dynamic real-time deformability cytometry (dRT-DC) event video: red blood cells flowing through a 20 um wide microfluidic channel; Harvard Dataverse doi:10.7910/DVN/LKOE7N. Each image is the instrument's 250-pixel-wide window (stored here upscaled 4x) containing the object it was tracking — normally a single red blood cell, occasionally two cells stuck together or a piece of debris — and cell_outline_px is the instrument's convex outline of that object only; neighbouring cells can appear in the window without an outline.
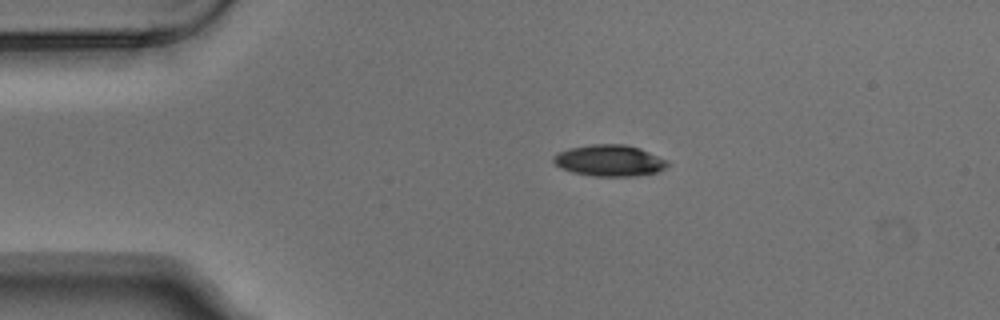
{"species": "Egyptian fruit bat (a non-hibernating species)", "species_latin": "Rousettus aegyptiacus", "temperature_condition": "warm", "stored_images_in_passage": 2, "camera_frame_rate_fps": 3000, "um_per_image_px": 0.085, "animal": {"sex": "male"}, "frame": {"image": 1, "passage_image": 1, "time_ms": 0.0, "image_size_px": [1000, 320], "cell_outline_px": [[668, 164], [664, 168], [656, 172], [632, 176], [596, 176], [572, 172], [560, 168], [552, 160], [552, 156], [556, 152], [568, 148], [592, 144], [624, 144], [640, 148], [668, 160]], "centroid_in_image_um": [51.76, 13.63], "position_along_channel_um": 33.2, "area_um2": 20.87}}